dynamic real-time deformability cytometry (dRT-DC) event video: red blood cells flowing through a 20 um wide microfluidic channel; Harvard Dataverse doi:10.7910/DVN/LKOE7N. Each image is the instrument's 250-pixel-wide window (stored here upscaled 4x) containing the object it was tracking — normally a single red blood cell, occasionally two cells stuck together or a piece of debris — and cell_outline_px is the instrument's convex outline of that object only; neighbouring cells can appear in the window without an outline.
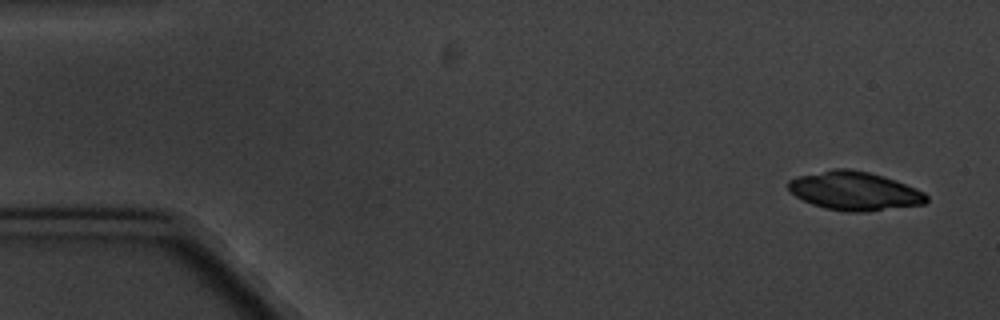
{"species": "common noctule bat (a hibernating species)", "species_latin": "Nyctalus noctula", "temperature_condition": "cold", "stored_images_in_passage": 5, "camera_frame_rate_fps": 3000, "um_per_image_px": 0.085, "animal": {"sex": "male", "body_mass_g": 20.1, "forearm_length_mm": 53.5}, "frame": {"image": 1, "passage_image": 1, "time_ms": 0.0, "image_size_px": [1000, 320], "cell_outline_px": [[928, 200], [924, 204], [864, 212], [848, 212], [824, 208], [812, 204], [796, 196], [788, 188], [788, 180], [796, 176], [832, 168], [848, 168], [868, 172], [884, 176], [896, 180], [916, 188], [924, 192], [928, 196]], "centroid_in_image_um": [72.63, 16.22], "position_along_channel_um": 12.4, "area_um2": 31.27}}